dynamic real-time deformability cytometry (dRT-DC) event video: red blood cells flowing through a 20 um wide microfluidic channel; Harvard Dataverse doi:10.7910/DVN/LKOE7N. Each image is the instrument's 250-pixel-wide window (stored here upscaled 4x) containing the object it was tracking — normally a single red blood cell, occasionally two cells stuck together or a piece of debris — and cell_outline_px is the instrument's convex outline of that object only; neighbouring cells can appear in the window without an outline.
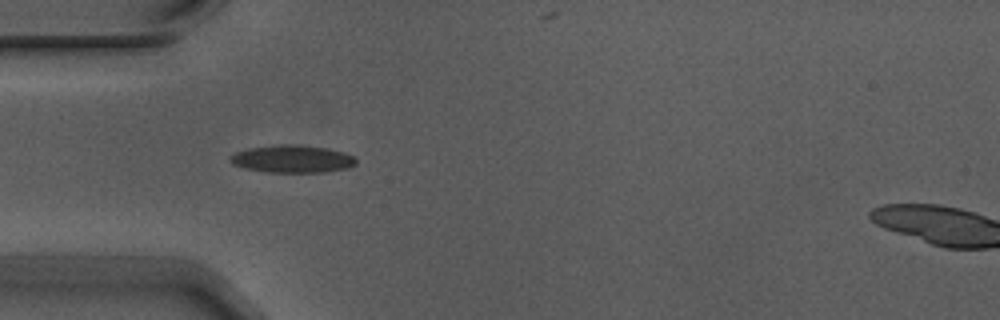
{"species": "Egyptian fruit bat (a non-hibernating species)", "species_latin": "Rousettus aegyptiacus", "temperature_condition": "warm", "stored_images_in_passage": 6, "camera_frame_rate_fps": 3000, "um_per_image_px": 0.085, "animal": {"sex": "male"}, "frame": {"image": 1, "passage_image": 5, "time_ms": 1.333, "image_size_px": [1000, 320], "cell_outline_px": [[356, 164], [348, 168], [324, 172], [264, 172], [244, 168], [232, 164], [228, 160], [228, 156], [236, 152], [248, 148], [288, 144], [324, 148], [344, 152], [352, 156], [356, 160]], "centroid_in_image_um": [24.8, 13.52], "position_along_channel_um": 60.2, "area_um2": 20.06}}